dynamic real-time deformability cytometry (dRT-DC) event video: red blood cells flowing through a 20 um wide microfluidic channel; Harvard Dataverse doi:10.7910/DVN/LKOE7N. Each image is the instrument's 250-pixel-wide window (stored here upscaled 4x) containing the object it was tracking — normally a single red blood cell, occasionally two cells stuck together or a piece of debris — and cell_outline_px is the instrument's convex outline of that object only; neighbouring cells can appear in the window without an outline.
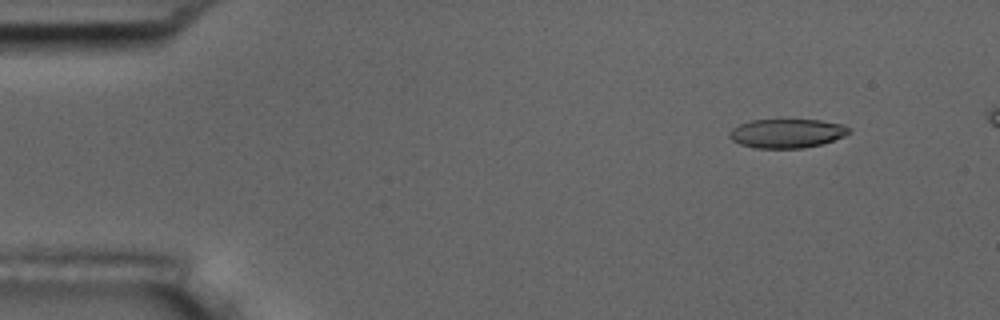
{"species": "common noctule bat (a hibernating species)", "species_latin": "Nyctalus noctula", "temperature_condition": "room temperature", "stored_images_in_passage": 5, "camera_frame_rate_fps": 3000, "um_per_image_px": 0.085, "animal": {"sex": "male", "body_mass_g": 17.5, "forearm_length_mm": 52.3}, "frame": {"image": 1, "passage_image": 2, "time_ms": 1.0, "image_size_px": [1000, 320], "cell_outline_px": [[852, 132], [844, 136], [820, 144], [804, 148], [756, 148], [740, 144], [732, 140], [728, 136], [728, 132], [732, 128], [748, 120], [820, 120], [844, 124]], "centroid_in_image_um": [66.86, 11.33], "position_along_channel_um": 18.1, "area_um2": 20.23}}